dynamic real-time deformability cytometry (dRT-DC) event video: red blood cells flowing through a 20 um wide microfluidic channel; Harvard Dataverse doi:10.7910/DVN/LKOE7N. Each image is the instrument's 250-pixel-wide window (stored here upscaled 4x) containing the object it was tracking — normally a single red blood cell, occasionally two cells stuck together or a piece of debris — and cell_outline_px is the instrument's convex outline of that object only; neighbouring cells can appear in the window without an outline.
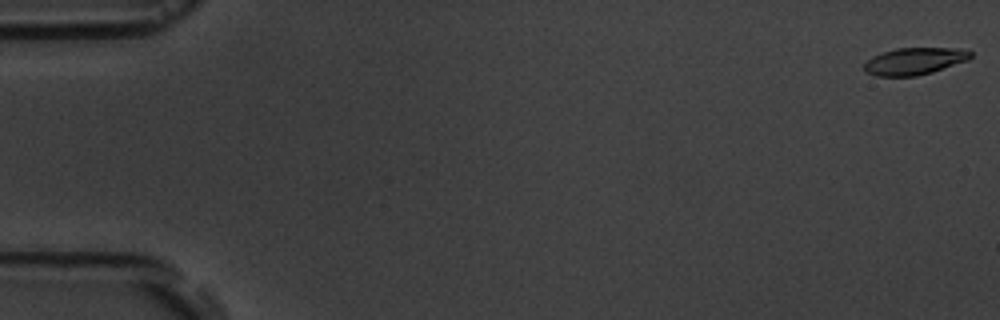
{"species": "common noctule bat (a hibernating species)", "species_latin": "Nyctalus noctula", "temperature_condition": "room temperature", "stored_images_in_passage": 5, "camera_frame_rate_fps": 3000, "um_per_image_px": 0.085, "animal": {"sex": "male", "body_mass_g": 19.5, "forearm_length_mm": 54.6}, "frame": {"image": 1, "passage_image": 1, "time_ms": 0.0, "image_size_px": [1000, 320], "cell_outline_px": [[972, 56], [968, 60], [932, 72], [916, 76], [876, 76], [864, 72], [864, 64], [872, 56], [896, 48], [956, 48], [972, 52]], "centroid_in_image_um": [77.71, 5.2], "position_along_channel_um": 7.3, "area_um2": 16.7}}
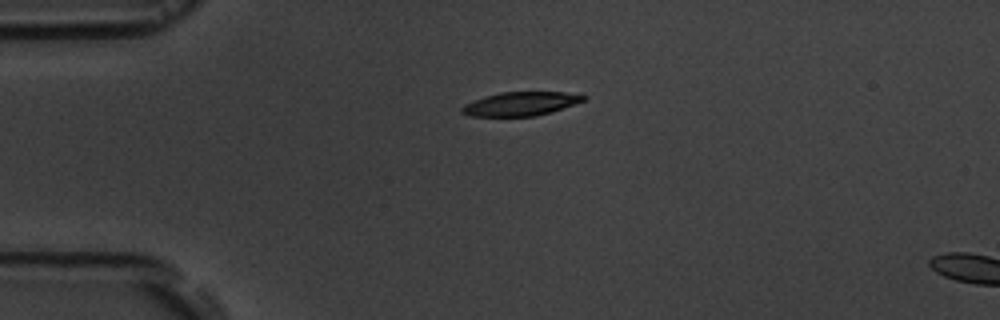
{"frame": {"image": 2, "passage_image": 4, "time_ms": 4.333, "image_size_px": [1000, 320], "cell_outline_px": [[588, 96], [584, 100], [552, 112], [536, 116], [468, 116], [460, 112], [460, 108], [464, 104], [472, 100], [484, 96], [500, 92], [580, 92]], "centroid_in_image_um": [44.26, 8.81], "position_along_channel_um": 40.7, "area_um2": 17.17}}